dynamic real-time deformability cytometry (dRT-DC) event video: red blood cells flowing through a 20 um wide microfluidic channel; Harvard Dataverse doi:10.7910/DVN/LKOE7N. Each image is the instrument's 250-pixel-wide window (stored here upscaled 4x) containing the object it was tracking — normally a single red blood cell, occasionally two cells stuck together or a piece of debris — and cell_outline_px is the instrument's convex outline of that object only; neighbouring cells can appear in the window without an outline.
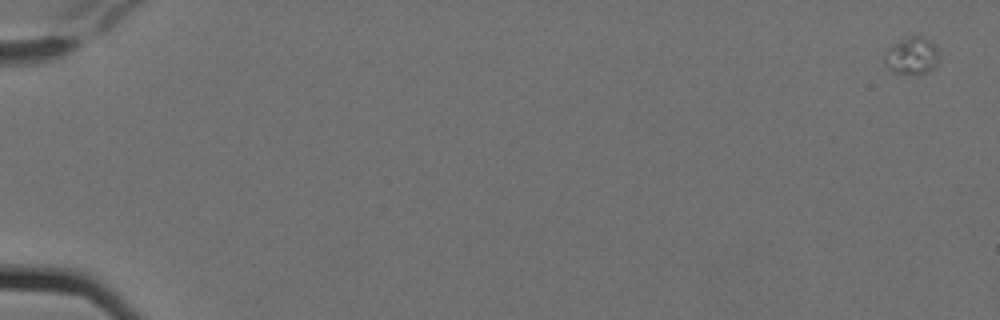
{"species": "Egyptian fruit bat (a non-hibernating species)", "species_latin": "Rousettus aegyptiacus", "temperature_condition": "cold", "stored_images_in_passage": 7, "camera_frame_rate_fps": 3000, "um_per_image_px": 0.085, "animal": {"sex": "female"}, "frame": {"image": 1, "passage_image": 1, "time_ms": 0.0, "image_size_px": [1000, 320], "cell_outline_px": [[936, 60], [932, 68], [928, 72], [916, 76], [912, 76], [892, 72], [884, 64], [884, 52], [888, 48], [904, 36], [920, 36], [928, 40], [936, 48]], "centroid_in_image_um": [77.41, 4.78], "position_along_channel_um": 7.6, "area_um2": 11.91}}